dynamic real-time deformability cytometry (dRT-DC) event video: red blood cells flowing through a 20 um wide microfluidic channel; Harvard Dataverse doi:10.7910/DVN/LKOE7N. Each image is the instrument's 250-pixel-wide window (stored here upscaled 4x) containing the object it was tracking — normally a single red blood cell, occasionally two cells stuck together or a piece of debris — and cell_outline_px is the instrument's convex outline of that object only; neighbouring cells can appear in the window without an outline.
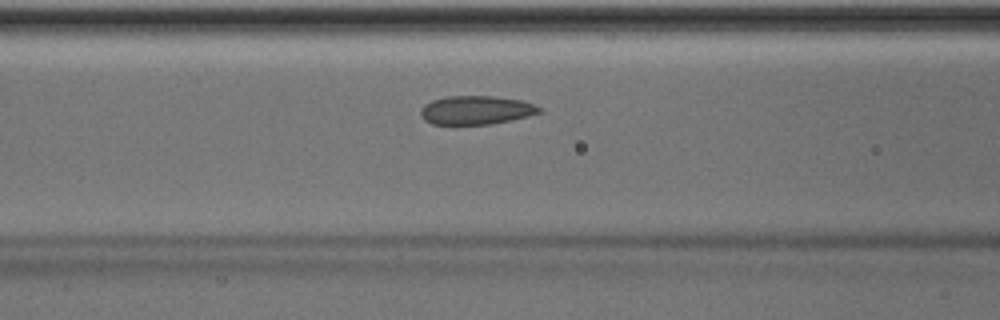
{"species": "Egyptian fruit bat (a non-hibernating species)", "species_latin": "Rousettus aegyptiacus", "temperature_condition": "room temperature", "stored_images_in_passage": 37, "camera_frame_rate_fps": 3000, "um_per_image_px": 0.085, "animal": {"sex": "male"}, "frame": {"image": 1, "passage_image": 11, "time_ms": 3.333, "image_size_px": [1000, 320], "cell_outline_px": [[544, 108], [540, 112], [528, 116], [512, 120], [488, 124], [432, 124], [424, 120], [420, 116], [420, 108], [424, 104], [432, 100], [444, 96], [492, 96], [520, 100]], "centroid_in_image_um": [40.43, 9.36], "position_along_channel_um": 126.2, "area_um2": 19.88}}
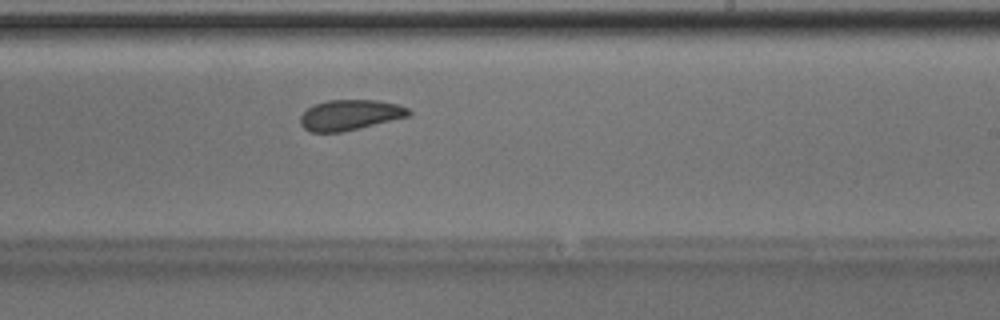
{"frame": {"image": 2, "passage_image": 21, "time_ms": 6.667, "image_size_px": [1000, 320], "cell_outline_px": [[412, 112], [408, 116], [340, 132], [308, 132], [300, 124], [300, 116], [308, 108], [316, 104], [328, 100], [376, 100], [396, 104], [408, 108]], "centroid_in_image_um": [29.71, 9.77], "position_along_channel_um": 259.3, "area_um2": 18.9}}
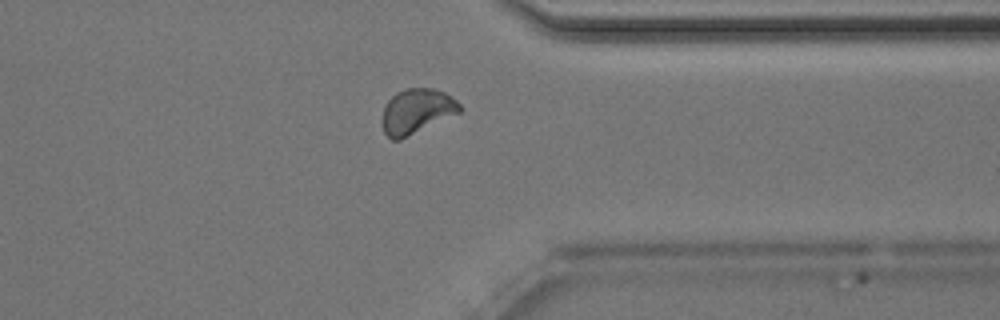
{"frame": {"image": 3, "passage_image": 30, "time_ms": 9.667, "image_size_px": [1000, 320], "cell_outline_px": [[464, 108], [460, 112], [400, 140], [392, 140], [384, 132], [380, 120], [384, 104], [396, 92], [404, 88], [432, 88], [444, 92], [452, 96]], "centroid_in_image_um": [35.39, 9.45], "position_along_channel_um": 376.0, "area_um2": 20.58}}